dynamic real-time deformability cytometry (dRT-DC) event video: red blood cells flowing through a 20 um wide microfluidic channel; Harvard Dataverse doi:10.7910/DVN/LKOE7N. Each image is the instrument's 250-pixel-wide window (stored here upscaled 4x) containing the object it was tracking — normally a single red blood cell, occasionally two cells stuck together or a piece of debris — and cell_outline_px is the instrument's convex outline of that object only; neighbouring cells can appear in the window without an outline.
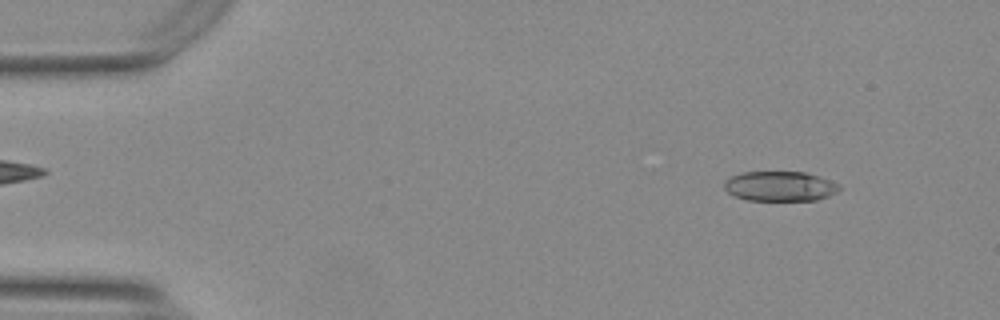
{"species": "Egyptian fruit bat (a non-hibernating species)", "species_latin": "Rousettus aegyptiacus", "temperature_condition": "warm", "stored_images_in_passage": 53, "camera_frame_rate_fps": 3000, "um_per_image_px": 0.085, "animal": {"sex": "female"}, "frame": {"image": 1, "passage_image": 4, "time_ms": 1.0, "image_size_px": [1000, 320], "cell_outline_px": [[840, 188], [836, 192], [828, 196], [816, 200], [748, 200], [736, 196], [728, 192], [724, 188], [724, 180], [732, 176], [744, 172], [804, 172], [840, 184]], "centroid_in_image_um": [66.28, 15.83], "position_along_channel_um": 18.7, "area_um2": 19.77}}
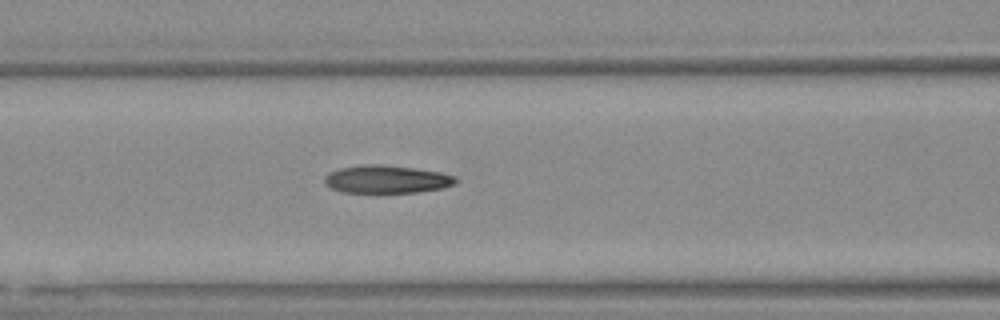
{"frame": {"image": 2, "passage_image": 21, "time_ms": 6.667, "image_size_px": [1000, 320], "cell_outline_px": [[456, 180], [452, 184], [440, 188], [416, 192], [340, 192], [324, 184], [324, 176], [328, 172], [340, 168], [364, 164], [380, 164], [416, 168], [440, 172], [456, 176]], "centroid_in_image_um": [32.8, 15.22], "position_along_channel_um": 133.8, "area_um2": 21.21}}
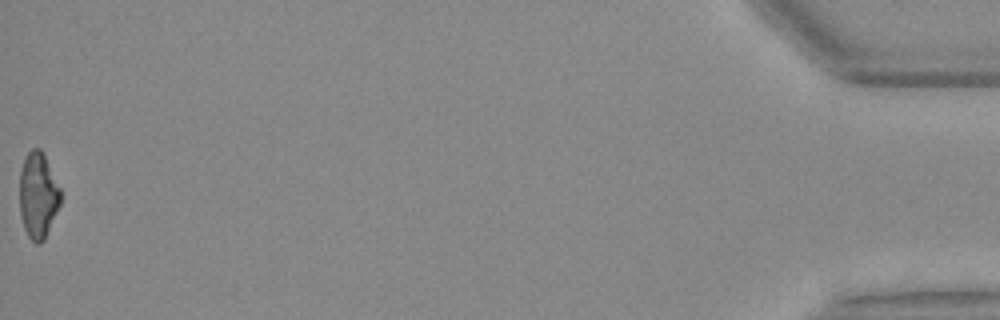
{"frame": {"image": 3, "passage_image": 53, "time_ms": 17.333, "image_size_px": [1000, 320], "cell_outline_px": [[60, 204], [44, 240], [40, 244], [36, 244], [28, 236], [24, 228], [20, 216], [20, 168], [28, 152], [32, 148], [40, 148], [60, 188]], "centroid_in_image_um": [3.22, 16.63], "position_along_channel_um": 432.0, "area_um2": 20.29}, "authors_computed_cell_mechanics": {"area_um2": 21.1548, "velocity_mm_per_s": 3.7402, "shape_relaxation_time_tau1_ms": null, "shape_relaxation_time_tau2_ms": 3.1302, "deformation_change_tau1": null, "deformation_change_tau2": 0.1116}}